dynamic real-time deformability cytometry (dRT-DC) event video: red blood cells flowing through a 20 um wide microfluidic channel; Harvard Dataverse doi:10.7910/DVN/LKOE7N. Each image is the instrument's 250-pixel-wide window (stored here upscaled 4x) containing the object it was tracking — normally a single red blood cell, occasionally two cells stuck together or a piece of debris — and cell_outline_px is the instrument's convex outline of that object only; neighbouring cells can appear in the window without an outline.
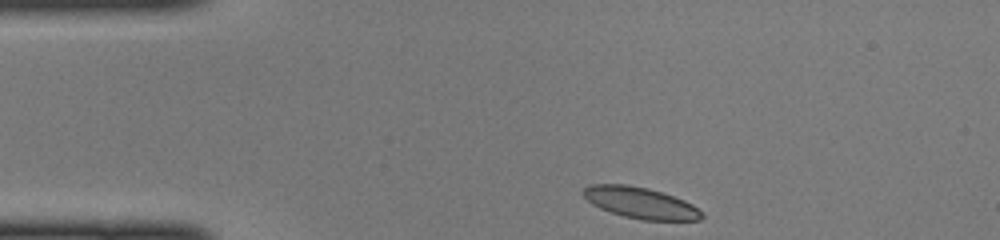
{"species": "common noctule bat (a hibernating species)", "species_latin": "Nyctalus noctula", "temperature_condition": "cold", "stored_images_in_passage": 40, "camera_frame_rate_fps": 3000, "um_per_image_px": 0.085, "animal": {"sex": "female", "body_mass_g": 22.0, "forearm_length_mm": 56.7}, "frame": {"image": 1, "passage_image": 1, "time_ms": 0.0, "image_size_px": [1000, 240], "cell_outline_px": [[704, 216], [700, 220], [640, 220], [624, 216], [600, 208], [592, 204], [584, 196], [584, 188], [588, 184], [628, 184], [648, 188], [684, 200], [692, 204]], "centroid_in_image_um": [54.42, 17.24], "position_along_channel_um": 30.6, "area_um2": 21.33}}
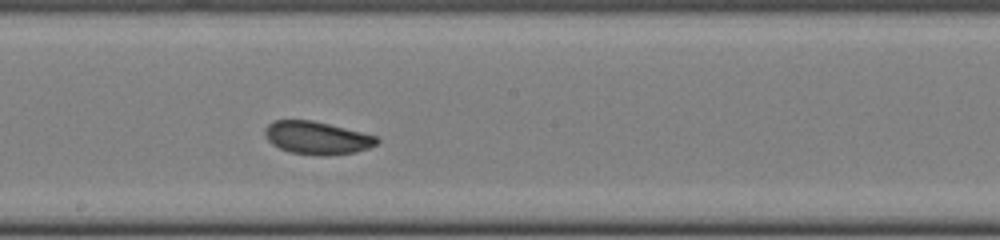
{"frame": {"image": 2, "passage_image": 18, "time_ms": 5.667, "image_size_px": [1000, 240], "cell_outline_px": [[380, 140], [376, 144], [368, 148], [356, 152], [324, 156], [320, 156], [288, 152], [272, 144], [268, 140], [264, 132], [264, 128], [272, 120], [312, 120], [376, 136]], "centroid_in_image_um": [26.91, 11.72], "position_along_channel_um": 221.3, "area_um2": 21.39}}
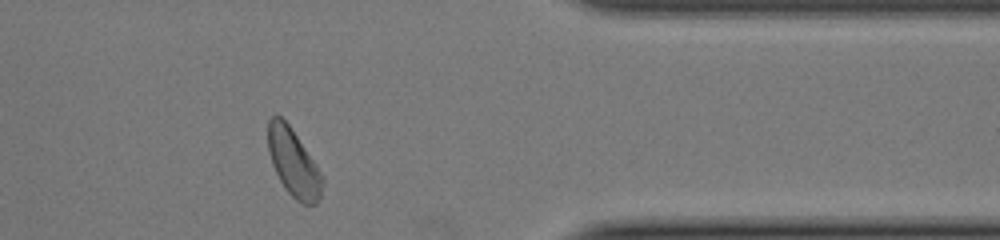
{"frame": {"image": 3, "passage_image": 31, "time_ms": 10.0, "image_size_px": [1000, 240], "cell_outline_px": [[324, 184], [320, 196], [316, 204], [300, 204], [284, 188], [272, 164], [268, 152], [268, 120], [272, 116], [280, 116], [288, 124], [316, 164], [324, 180]], "centroid_in_image_um": [24.94, 13.86], "position_along_channel_um": 386.5, "area_um2": 21.21}}